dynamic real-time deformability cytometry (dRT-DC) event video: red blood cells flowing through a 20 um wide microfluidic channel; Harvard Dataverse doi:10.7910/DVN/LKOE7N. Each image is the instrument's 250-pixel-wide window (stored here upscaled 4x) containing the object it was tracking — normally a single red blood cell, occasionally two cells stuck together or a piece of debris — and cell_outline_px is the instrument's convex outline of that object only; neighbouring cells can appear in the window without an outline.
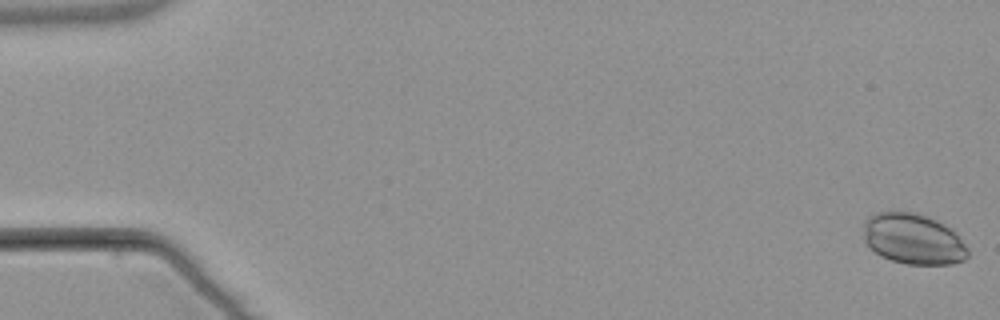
{"species": "common noctule bat (a hibernating species)", "species_latin": "Nyctalus noctula", "temperature_condition": "warm", "stored_images_in_passage": 8, "camera_frame_rate_fps": 3000, "um_per_image_px": 0.085, "animal": {"sex": "male", "body_mass_g": 21.5, "forearm_length_mm": 52.0}, "frame": {"image": 1, "passage_image": 1, "time_ms": 0.0, "image_size_px": [1000, 320], "cell_outline_px": [[968, 256], [964, 260], [952, 264], [904, 264], [880, 256], [864, 240], [864, 220], [868, 216], [876, 212], [912, 212], [936, 220], [952, 228], [956, 232], [968, 248]], "centroid_in_image_um": [77.64, 20.32], "position_along_channel_um": 7.4, "area_um2": 30.87}}
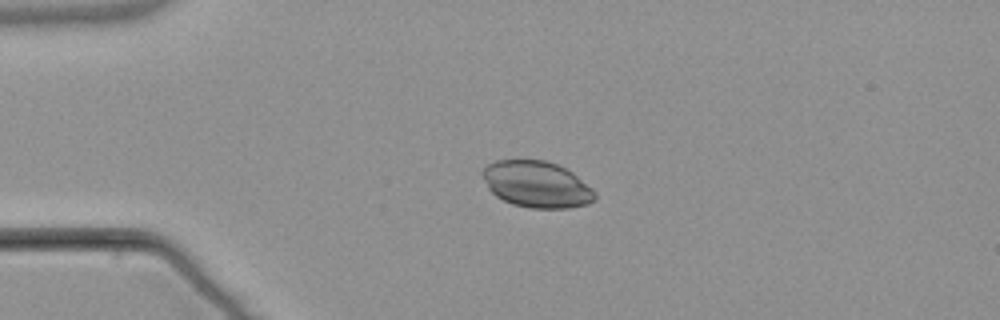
{"frame": {"image": 2, "passage_image": 4, "time_ms": 4.333, "image_size_px": [1000, 320], "cell_outline_px": [[596, 200], [588, 204], [568, 208], [528, 208], [512, 204], [496, 196], [488, 188], [480, 172], [488, 164], [496, 160], [544, 160], [556, 164], [572, 172], [592, 188], [596, 192]], "centroid_in_image_um": [45.62, 15.68], "position_along_channel_um": 39.4, "area_um2": 30.46}}
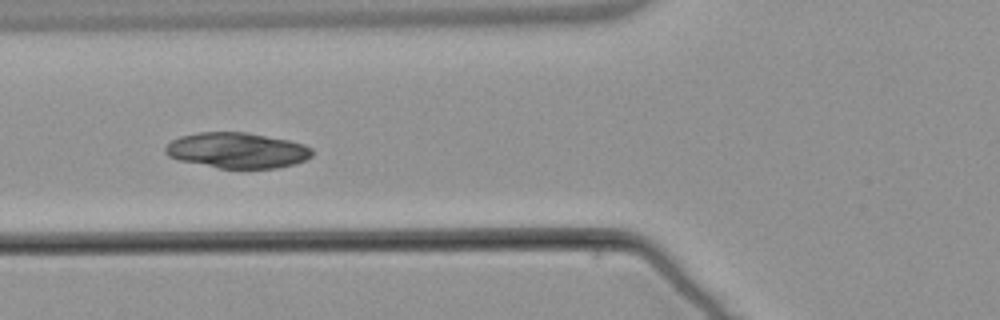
{"frame": {"image": 3, "passage_image": 6, "time_ms": 7.0, "image_size_px": [1000, 320], "cell_outline_px": [[312, 156], [304, 160], [292, 164], [276, 168], [216, 168], [180, 160], [168, 156], [164, 152], [164, 148], [172, 140], [180, 136], [200, 132], [248, 132], [288, 140], [304, 144], [312, 148]], "centroid_in_image_um": [20.14, 12.78], "position_along_channel_um": 105.7, "area_um2": 30.4}}